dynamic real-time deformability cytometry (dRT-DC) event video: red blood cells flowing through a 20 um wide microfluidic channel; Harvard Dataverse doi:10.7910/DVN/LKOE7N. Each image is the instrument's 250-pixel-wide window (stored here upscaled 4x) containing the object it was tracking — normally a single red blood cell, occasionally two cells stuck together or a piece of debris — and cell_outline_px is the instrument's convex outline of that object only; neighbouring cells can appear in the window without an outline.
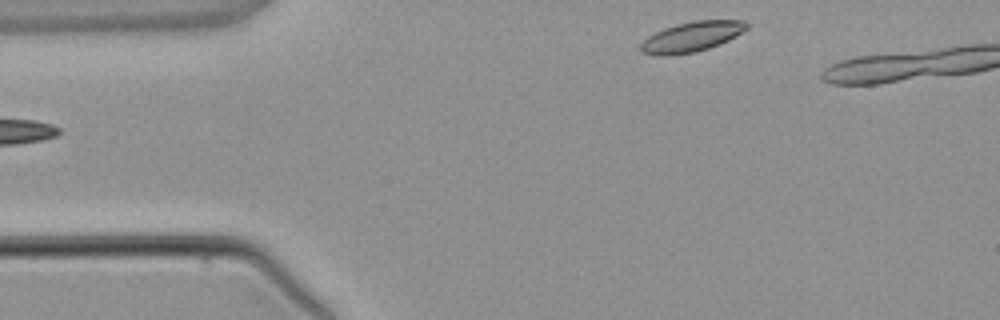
{"species": "common noctule bat (a hibernating species)", "species_latin": "Nyctalus noctula", "temperature_condition": "warm", "stored_images_in_passage": 3, "camera_frame_rate_fps": 3000, "um_per_image_px": 0.085, "animal": {"sex": "male", "body_mass_g": 21.5, "forearm_length_mm": 52.0}, "frame": {"image": 1, "passage_image": 3, "time_ms": 2.667, "image_size_px": [1000, 320], "cell_outline_px": [[748, 28], [736, 36], [720, 44], [696, 52], [668, 56], [656, 56], [644, 52], [640, 48], [640, 44], [648, 36], [664, 28], [676, 24], [692, 20], [744, 20], [748, 24]], "centroid_in_image_um": [58.8, 3.12], "position_along_channel_um": 26.2, "area_um2": 18.67}}